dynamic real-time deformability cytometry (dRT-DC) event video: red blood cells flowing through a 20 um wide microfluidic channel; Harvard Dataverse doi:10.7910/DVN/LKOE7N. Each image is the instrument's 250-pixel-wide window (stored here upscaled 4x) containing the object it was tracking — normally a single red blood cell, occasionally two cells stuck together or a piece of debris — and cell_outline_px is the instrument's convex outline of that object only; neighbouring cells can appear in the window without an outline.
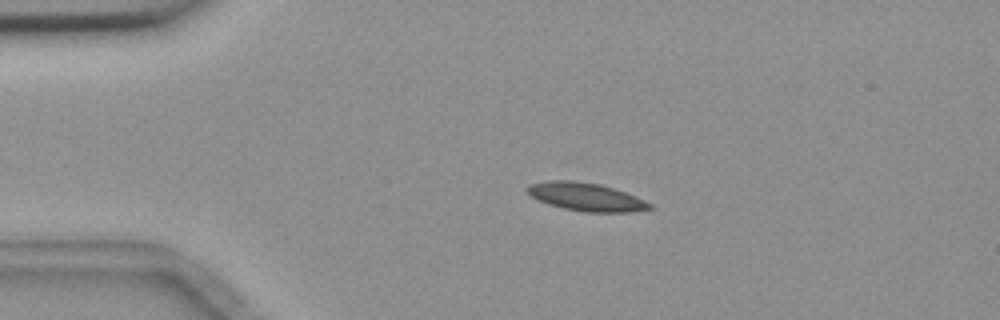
{"species": "common noctule bat (a hibernating species)", "species_latin": "Nyctalus noctula", "temperature_condition": "room temperature", "stored_images_in_passage": 4, "camera_frame_rate_fps": 3000, "um_per_image_px": 0.085, "animal": {"sex": "female", "body_mass_g": 18.4}, "frame": {"image": 1, "passage_image": 3, "time_ms": 2.333, "image_size_px": [1000, 320], "cell_outline_px": [[656, 208], [632, 212], [584, 212], [564, 208], [548, 204], [524, 192], [524, 188], [528, 184], [548, 180], [572, 180], [600, 184], [624, 192], [644, 200], [652, 204]], "centroid_in_image_um": [49.78, 16.73], "position_along_channel_um": 35.2, "area_um2": 20.17}}